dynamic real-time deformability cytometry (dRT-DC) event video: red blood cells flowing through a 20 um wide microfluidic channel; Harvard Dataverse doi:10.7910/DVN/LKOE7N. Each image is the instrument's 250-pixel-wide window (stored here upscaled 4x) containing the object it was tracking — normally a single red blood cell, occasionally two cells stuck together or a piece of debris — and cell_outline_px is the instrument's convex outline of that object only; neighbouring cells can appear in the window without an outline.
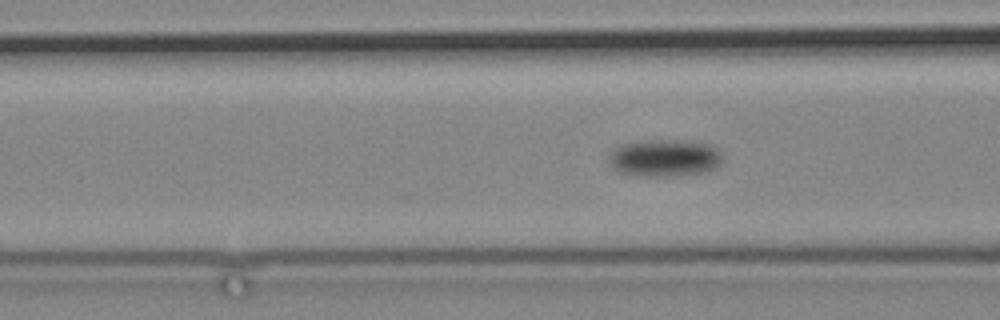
{"species": "common noctule bat (a hibernating species)", "species_latin": "Nyctalus noctula", "temperature_condition": "cold", "stored_images_in_passage": 51, "camera_frame_rate_fps": 3000, "um_per_image_px": 0.085, "animal": {"sex": "male", "body_mass_g": 19.2, "forearm_length_mm": 51.8}, "frame": {"image": 1, "passage_image": 34, "time_ms": 11.0, "image_size_px": [1000, 320], "cell_outline_px": [[724, 160], [716, 168], [704, 172], [680, 176], [640, 176], [620, 172], [608, 160], [612, 152], [616, 148], [624, 144], [652, 140], [676, 140], [712, 144], [724, 156]], "centroid_in_image_um": [56.58, 13.44], "position_along_channel_um": 110.0, "area_um2": 24.57}}
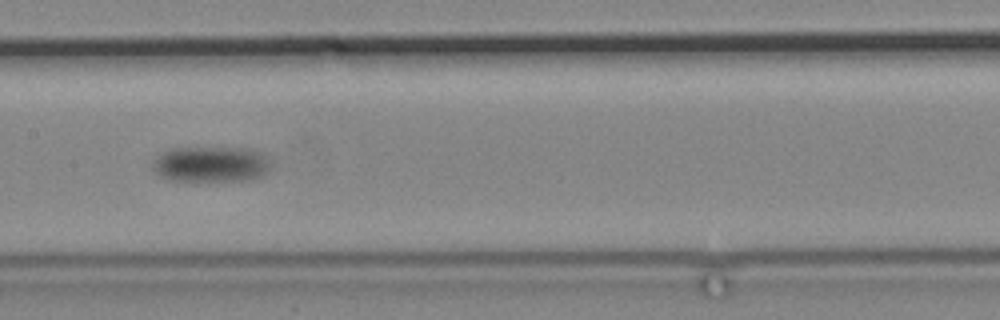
{"frame": {"image": 2, "passage_image": 43, "time_ms": 14.0, "image_size_px": [1000, 320], "cell_outline_px": [[272, 168], [264, 176], [248, 180], [196, 184], [168, 180], [160, 176], [152, 168], [152, 160], [164, 152], [172, 148], [252, 148], [268, 156], [272, 164]], "centroid_in_image_um": [17.97, 14.02], "position_along_channel_um": 189.4, "area_um2": 26.01}}
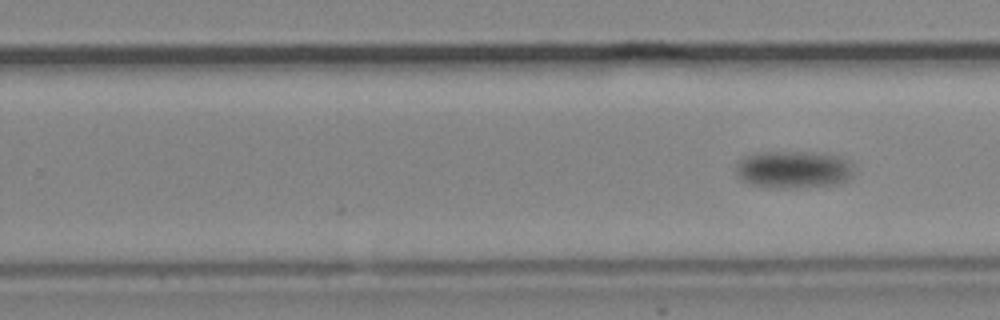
{"frame": {"image": 3, "passage_image": 51, "time_ms": 16.667, "image_size_px": [1000, 320], "cell_outline_px": [[852, 180], [836, 184], [792, 188], [768, 188], [748, 184], [740, 180], [736, 176], [736, 164], [744, 156], [756, 152], [812, 152], [836, 156], [848, 160], [852, 164]], "centroid_in_image_um": [67.4, 14.42], "position_along_channel_um": 262.4, "area_um2": 26.13}}